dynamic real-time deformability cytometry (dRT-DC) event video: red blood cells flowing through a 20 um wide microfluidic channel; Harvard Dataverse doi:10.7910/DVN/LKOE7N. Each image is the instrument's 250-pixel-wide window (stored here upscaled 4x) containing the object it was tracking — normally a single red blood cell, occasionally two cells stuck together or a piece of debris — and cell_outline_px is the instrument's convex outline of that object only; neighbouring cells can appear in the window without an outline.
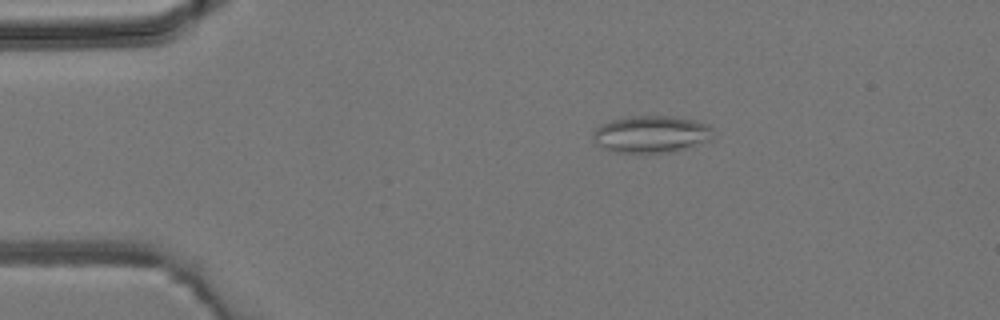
{"species": "common noctule bat (a hibernating species)", "species_latin": "Nyctalus noctula", "temperature_condition": "room temperature", "stored_images_in_passage": 5, "camera_frame_rate_fps": 3000, "um_per_image_px": 0.085, "animal": {"sex": "male", "body_mass_g": 19.2, "forearm_length_mm": 51.8}, "frame": {"image": 1, "passage_image": 3, "time_ms": 2.333, "image_size_px": [1000, 320], "cell_outline_px": [[712, 140], [676, 152], [636, 156], [612, 152], [600, 148], [592, 140], [592, 132], [596, 128], [612, 120], [632, 116], [672, 116], [696, 120], [708, 124], [712, 128]], "centroid_in_image_um": [55.34, 11.47], "position_along_channel_um": 29.7, "area_um2": 27.17}}